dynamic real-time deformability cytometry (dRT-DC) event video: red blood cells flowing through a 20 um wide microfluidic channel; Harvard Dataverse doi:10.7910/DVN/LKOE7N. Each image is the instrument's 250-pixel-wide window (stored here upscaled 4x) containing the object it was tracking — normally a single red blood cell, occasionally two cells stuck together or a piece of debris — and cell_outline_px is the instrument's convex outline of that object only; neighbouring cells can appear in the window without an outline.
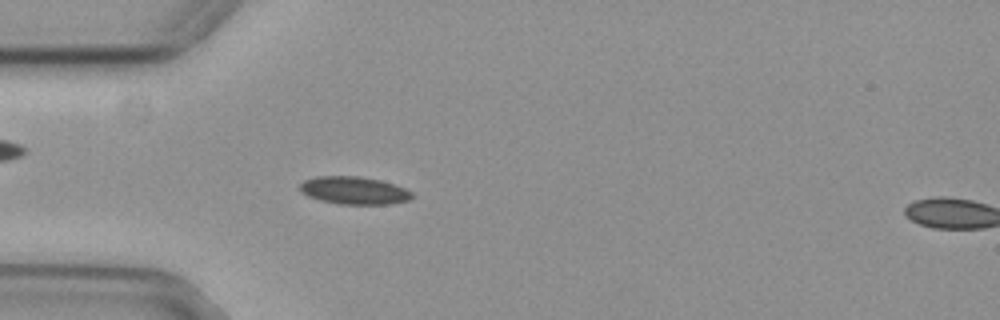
{"species": "common noctule bat (a hibernating species)", "species_latin": "Nyctalus noctula", "temperature_condition": "cold", "stored_images_in_passage": 7, "camera_frame_rate_fps": 3000, "um_per_image_px": 0.085, "animal": {"sex": "female", "body_mass_g": 29.2, "forearm_length_mm": 56.3}, "frame": {"image": 1, "passage_image": 2, "time_ms": 0.333, "image_size_px": [1000, 320], "cell_outline_px": [[416, 196], [408, 200], [392, 204], [336, 204], [320, 200], [308, 196], [300, 192], [300, 184], [304, 180], [316, 176], [360, 176], [380, 180], [396, 184], [412, 192]], "centroid_in_image_um": [30.11, 16.19], "position_along_channel_um": 54.9, "area_um2": 18.32}}
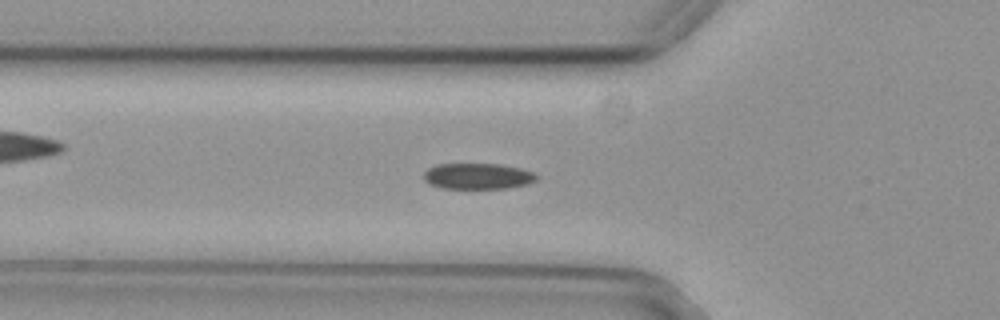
{"frame": {"image": 2, "passage_image": 5, "time_ms": 1.333, "image_size_px": [1000, 320], "cell_outline_px": [[540, 176], [536, 180], [528, 184], [508, 188], [440, 188], [428, 184], [424, 180], [424, 172], [428, 168], [436, 164], [500, 164], [520, 168], [532, 172]], "centroid_in_image_um": [40.6, 14.97], "position_along_channel_um": 85.2, "area_um2": 17.17}}